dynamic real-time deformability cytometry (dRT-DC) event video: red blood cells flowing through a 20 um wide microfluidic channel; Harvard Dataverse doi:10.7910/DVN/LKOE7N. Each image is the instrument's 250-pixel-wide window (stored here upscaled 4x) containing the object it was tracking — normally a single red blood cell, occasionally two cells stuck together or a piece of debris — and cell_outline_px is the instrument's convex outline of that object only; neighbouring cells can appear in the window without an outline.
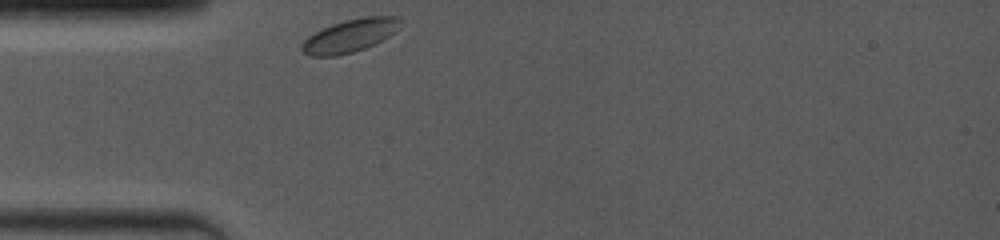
{"species": "common noctule bat (a hibernating species)", "species_latin": "Nyctalus noctula", "temperature_condition": "room temperature", "stored_images_in_passage": 15, "camera_frame_rate_fps": 4000, "um_per_image_px": 0.085, "animal": {"sex": "female", "body_mass_g": 19.0, "forearm_length_mm": 53.3}, "frame": {"image": 1, "passage_image": 1, "time_ms": 0.0, "image_size_px": [1000, 240], "cell_outline_px": [[400, 28], [376, 44], [352, 52], [336, 56], [308, 56], [300, 48], [300, 44], [308, 36], [320, 28], [344, 20], [364, 16], [400, 16]], "centroid_in_image_um": [29.73, 3.02], "position_along_channel_um": 55.3, "area_um2": 19.13}}
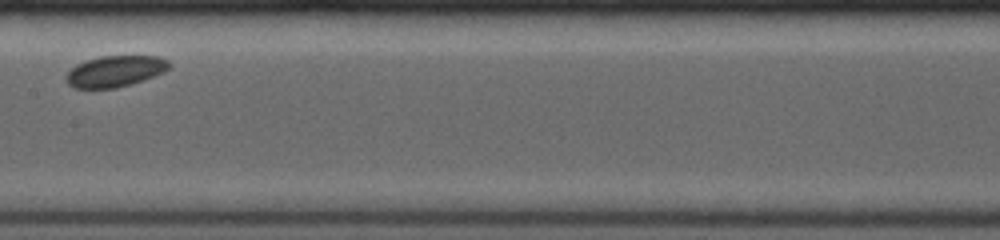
{"frame": {"image": 2, "passage_image": 8, "time_ms": 4.0, "image_size_px": [1000, 240], "cell_outline_px": [[172, 64], [164, 72], [144, 80], [116, 88], [76, 88], [68, 84], [64, 76], [76, 64], [84, 60], [100, 56], [160, 56], [168, 60]], "centroid_in_image_um": [9.79, 6.04], "position_along_channel_um": 197.6, "area_um2": 18.84}}
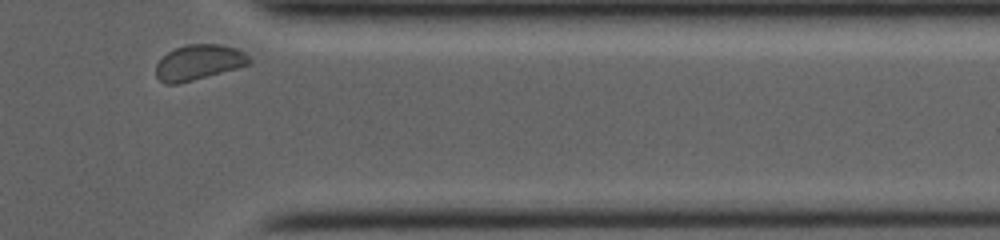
{"frame": {"image": 3, "passage_image": 15, "time_ms": 9.25, "image_size_px": [1000, 240], "cell_outline_px": [[252, 60], [248, 64], [236, 68], [192, 80], [176, 84], [164, 84], [156, 76], [156, 64], [168, 52], [176, 48], [188, 44], [220, 44], [236, 48], [244, 52]], "centroid_in_image_um": [16.88, 5.29], "position_along_channel_um": 394.5, "area_um2": 18.9}}